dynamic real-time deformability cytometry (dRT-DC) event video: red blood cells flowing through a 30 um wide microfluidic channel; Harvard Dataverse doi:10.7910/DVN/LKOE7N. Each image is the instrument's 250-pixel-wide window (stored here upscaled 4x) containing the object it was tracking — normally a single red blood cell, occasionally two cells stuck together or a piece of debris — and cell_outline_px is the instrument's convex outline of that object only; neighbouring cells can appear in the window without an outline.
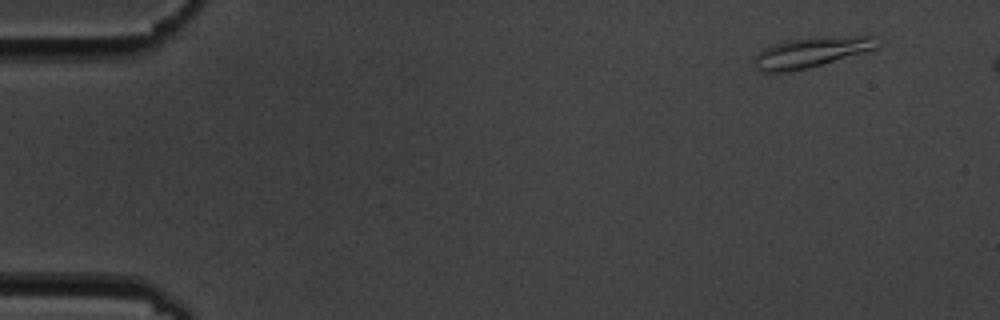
{"species": "common noctule bat (a hibernating species)", "species_latin": "Nyctalus noctula", "temperature_condition": "cold", "stored_images_in_passage": 7, "camera_frame_rate_fps": 3000, "um_per_image_px": 0.085, "animal": {"sex": "male", "body_mass_g": 19.5, "forearm_length_mm": 54.6}, "frame": {"image": 1, "passage_image": 1, "time_ms": 0.0, "image_size_px": [1000, 320], "cell_outline_px": [[884, 40], [876, 48], [808, 68], [792, 72], [760, 72], [752, 64], [752, 60], [764, 48], [776, 44], [792, 40], [824, 36], [876, 36]], "centroid_in_image_um": [68.97, 4.45], "position_along_channel_um": 16.0, "area_um2": 21.68}}
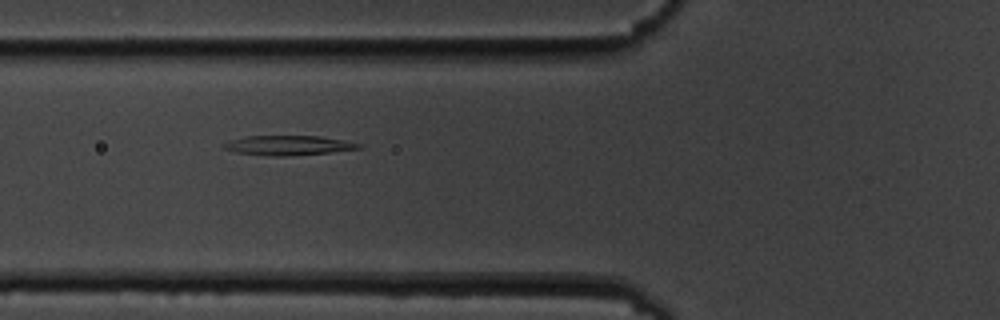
{"frame": {"image": 2, "passage_image": 6, "time_ms": 5.667, "image_size_px": [1000, 320], "cell_outline_px": [[364, 144], [360, 148], [328, 152], [284, 156], [272, 156], [236, 152], [224, 148], [220, 144], [228, 140], [244, 136], [320, 136], [344, 140]], "centroid_in_image_um": [24.46, 12.34], "position_along_channel_um": 101.3, "area_um2": 15.37}}
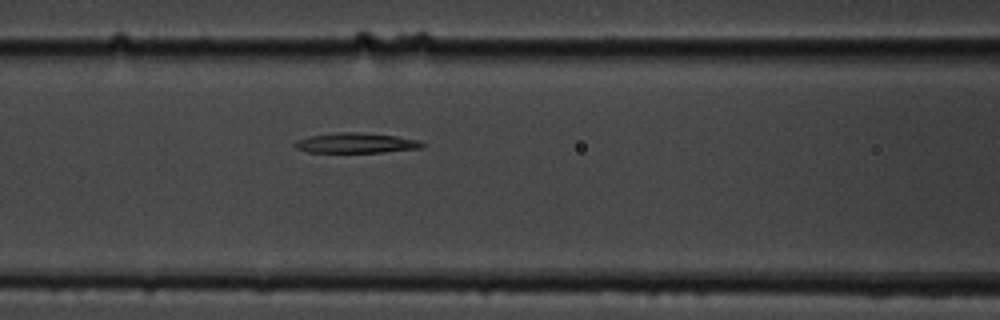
{"frame": {"image": 3, "passage_image": 7, "time_ms": 6.667, "image_size_px": [1000, 320], "cell_outline_px": [[424, 144], [420, 148], [384, 152], [308, 152], [296, 148], [292, 144], [296, 140], [308, 136], [340, 132], [356, 132], [396, 136], [420, 140]], "centroid_in_image_um": [30.22, 12.15], "position_along_channel_um": 136.4, "area_um2": 14.85}}